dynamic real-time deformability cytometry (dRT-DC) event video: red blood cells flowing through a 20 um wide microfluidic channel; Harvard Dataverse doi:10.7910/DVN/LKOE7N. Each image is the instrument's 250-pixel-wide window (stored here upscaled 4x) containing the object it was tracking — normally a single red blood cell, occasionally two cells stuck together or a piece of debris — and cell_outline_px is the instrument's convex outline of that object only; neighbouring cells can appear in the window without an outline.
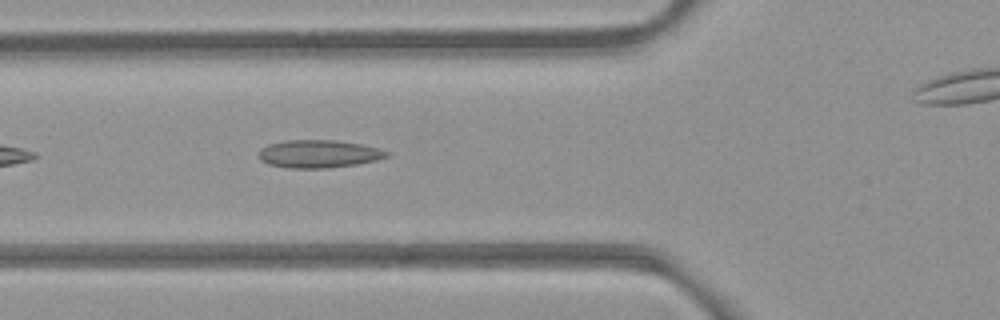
{"species": "common noctule bat (a hibernating species)", "species_latin": "Nyctalus noctula", "temperature_condition": "room temperature", "stored_images_in_passage": 39, "camera_frame_rate_fps": 3000, "um_per_image_px": 0.085, "animal": {"sex": "female", "body_mass_g": 21.9}, "frame": {"image": 1, "passage_image": 5, "time_ms": 1.333, "image_size_px": [1000, 320], "cell_outline_px": [[388, 156], [376, 160], [356, 164], [324, 168], [288, 168], [268, 164], [260, 160], [260, 148], [268, 144], [284, 140], [336, 140], [360, 144], [376, 148], [388, 152]], "centroid_in_image_um": [27.04, 13.07], "position_along_channel_um": 98.8, "area_um2": 20.58}}
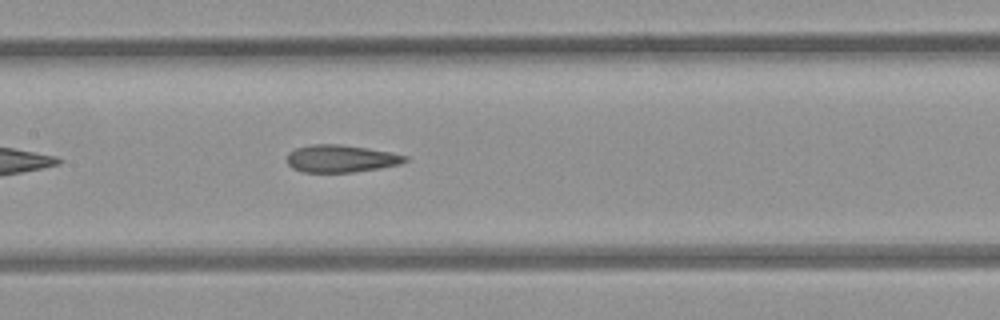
{"frame": {"image": 2, "passage_image": 11, "time_ms": 3.333, "image_size_px": [1000, 320], "cell_outline_px": [[408, 160], [400, 164], [380, 168], [352, 172], [304, 172], [292, 168], [288, 164], [288, 152], [296, 148], [312, 144], [340, 144], [368, 148], [392, 152], [408, 156]], "centroid_in_image_um": [29.0, 13.47], "position_along_channel_um": 178.4, "area_um2": 18.9}}
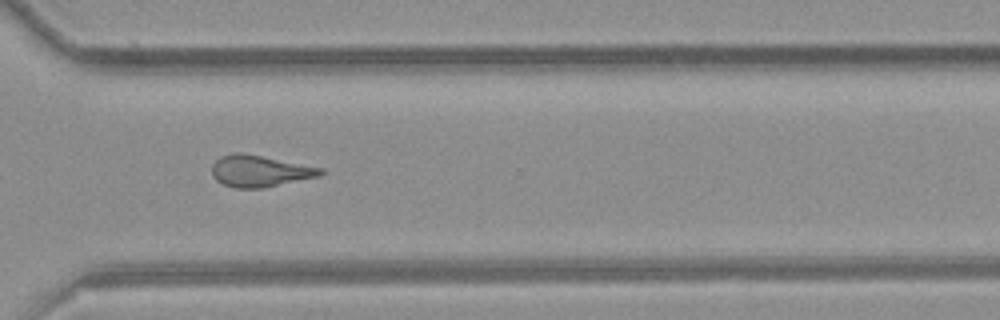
{"frame": {"image": 3, "passage_image": 24, "time_ms": 7.667, "image_size_px": [1000, 320], "cell_outline_px": [[324, 172], [320, 176], [264, 188], [236, 188], [224, 184], [216, 180], [212, 176], [212, 164], [220, 156], [236, 152], [240, 152], [324, 168]], "centroid_in_image_um": [22.08, 14.54], "position_along_channel_um": 348.5, "area_um2": 19.94}, "authors_computed_cell_mechanics": {"area_um2": 19.941, "velocity_mm_per_s": 3.9508, "shape_relaxation_time_tau1_ms": null, "shape_relaxation_time_tau2_ms": 2.9777, "deformation_change_tau1": null, "deformation_change_tau2": 0.1381}}